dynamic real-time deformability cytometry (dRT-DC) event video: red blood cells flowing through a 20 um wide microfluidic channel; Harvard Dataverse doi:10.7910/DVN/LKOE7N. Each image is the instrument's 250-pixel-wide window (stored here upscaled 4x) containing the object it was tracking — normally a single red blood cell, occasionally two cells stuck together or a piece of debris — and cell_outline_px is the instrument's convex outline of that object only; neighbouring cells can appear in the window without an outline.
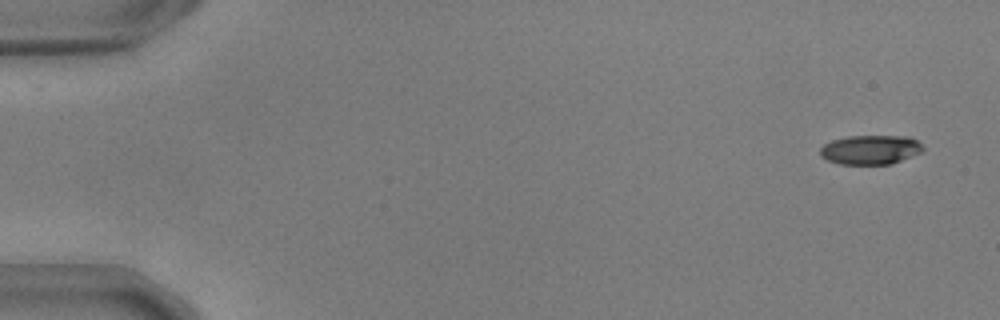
{"species": "common noctule bat (a hibernating species)", "species_latin": "Nyctalus noctula", "temperature_condition": "warm", "stored_images_in_passage": 55, "camera_frame_rate_fps": 3000, "um_per_image_px": 0.085, "animal": {"sex": "male", "body_mass_g": 17.9, "forearm_length_mm": 54.2}, "frame": {"image": 1, "passage_image": 3, "time_ms": 0.667, "image_size_px": [1000, 320], "cell_outline_px": [[924, 148], [920, 152], [892, 164], [840, 164], [828, 160], [820, 156], [820, 148], [824, 144], [832, 140], [848, 136], [908, 136], [916, 140]], "centroid_in_image_um": [73.96, 12.72], "position_along_channel_um": 11.0, "area_um2": 17.46}}
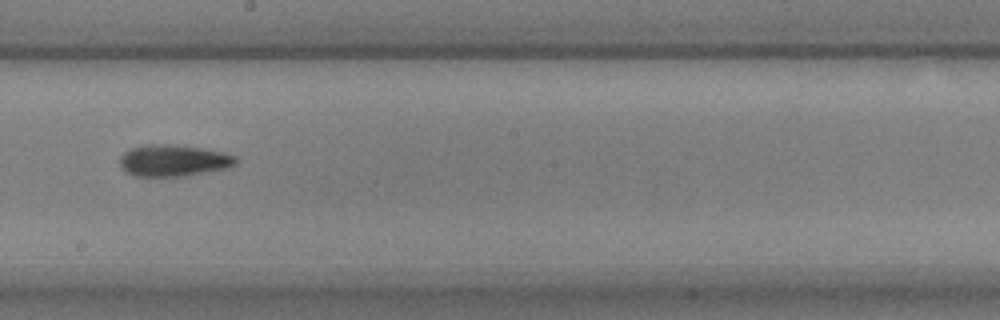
{"frame": {"image": 2, "passage_image": 32, "time_ms": 10.333, "image_size_px": [1000, 320], "cell_outline_px": [[236, 164], [228, 168], [188, 176], [132, 176], [124, 172], [120, 168], [120, 156], [124, 152], [132, 148], [148, 144], [168, 144], [200, 148], [224, 152], [236, 156]], "centroid_in_image_um": [14.73, 13.66], "position_along_channel_um": 233.5, "area_um2": 21.56}}
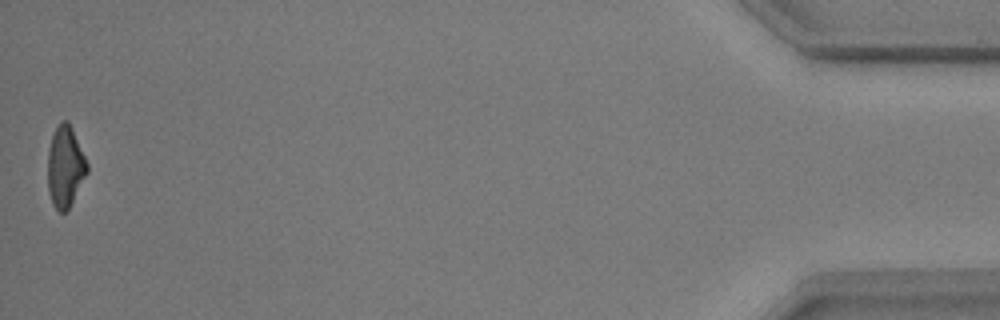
{"frame": {"image": 3, "passage_image": 55, "time_ms": 18.0, "image_size_px": [1000, 320], "cell_outline_px": [[88, 172], [68, 208], [64, 212], [60, 212], [52, 204], [48, 192], [48, 152], [52, 136], [60, 120], [68, 120], [72, 128], [88, 164]], "centroid_in_image_um": [5.54, 14.15], "position_along_channel_um": 429.7, "area_um2": 18.44}, "authors_computed_cell_mechanics": {"area_um2": 19.4786, "velocity_mm_per_s": 3.7118, "shape_relaxation_time_tau1_ms": 3.783, "shape_relaxation_time_tau2_ms": null, "deformation_change_tau1": 0.1576, "deformation_change_tau2": null}}